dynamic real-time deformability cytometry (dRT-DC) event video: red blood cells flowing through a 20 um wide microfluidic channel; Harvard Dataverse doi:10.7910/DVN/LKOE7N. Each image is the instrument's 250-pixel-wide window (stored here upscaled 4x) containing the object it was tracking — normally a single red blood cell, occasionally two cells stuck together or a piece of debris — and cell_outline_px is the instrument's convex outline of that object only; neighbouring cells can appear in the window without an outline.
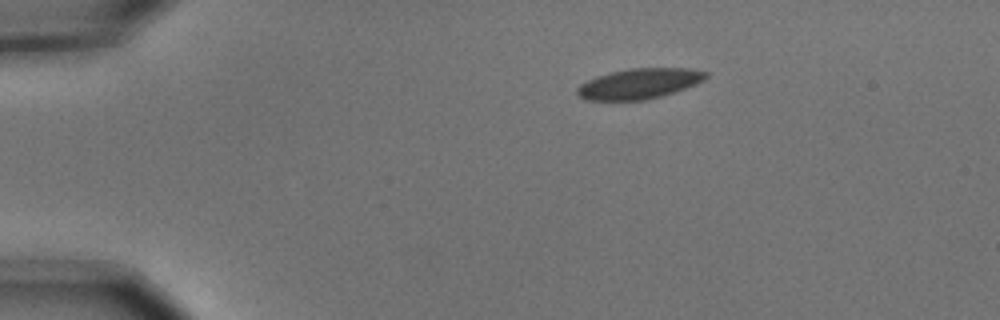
{"species": "common noctule bat (a hibernating species)", "species_latin": "Nyctalus noctula", "temperature_condition": "cold", "stored_images_in_passage": 6, "camera_frame_rate_fps": 3000, "um_per_image_px": 0.085, "animal": {"sex": "male", "body_mass_g": 15.6}, "frame": {"image": 1, "passage_image": 1, "time_ms": 0.0, "image_size_px": [1000, 320], "cell_outline_px": [[708, 76], [704, 80], [696, 84], [660, 96], [644, 100], [588, 100], [580, 96], [576, 92], [576, 88], [580, 84], [596, 76], [628, 68], [688, 68], [708, 72]], "centroid_in_image_um": [54.33, 7.1], "position_along_channel_um": 30.7, "area_um2": 22.6}}
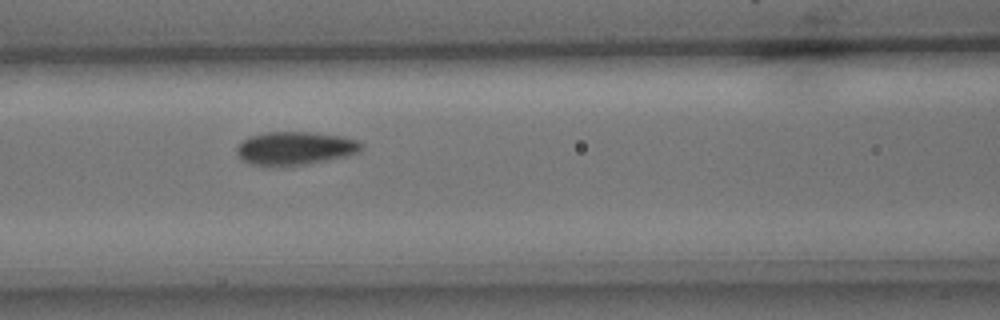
{"frame": {"image": 2, "passage_image": 5, "time_ms": 1.333, "image_size_px": [1000, 320], "cell_outline_px": [[364, 148], [360, 152], [348, 156], [304, 164], [280, 168], [276, 168], [248, 164], [236, 152], [236, 148], [248, 136], [264, 132], [308, 132], [340, 136], [356, 140], [364, 144]], "centroid_in_image_um": [25.07, 12.63], "position_along_channel_um": 141.5, "area_um2": 24.57}}
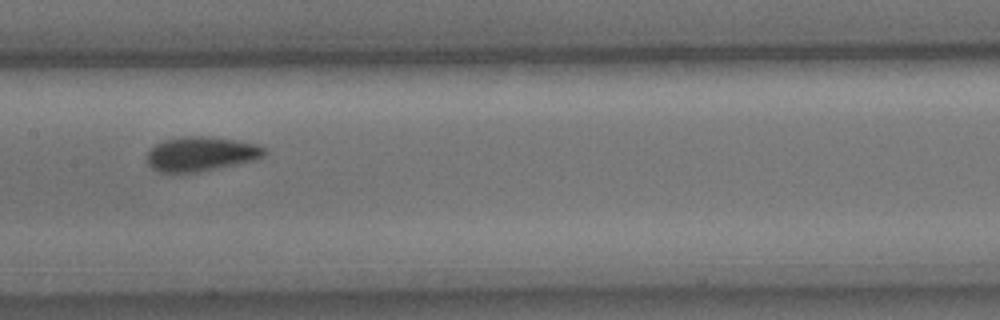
{"frame": {"image": 3, "passage_image": 6, "time_ms": 1.667, "image_size_px": [1000, 320], "cell_outline_px": [[268, 152], [260, 160], [196, 172], [160, 172], [152, 168], [148, 164], [148, 152], [156, 144], [164, 140], [188, 136], [204, 136], [232, 140], [256, 144], [268, 148]], "centroid_in_image_um": [17.16, 13.09], "position_along_channel_um": 190.2, "area_um2": 23.52}}